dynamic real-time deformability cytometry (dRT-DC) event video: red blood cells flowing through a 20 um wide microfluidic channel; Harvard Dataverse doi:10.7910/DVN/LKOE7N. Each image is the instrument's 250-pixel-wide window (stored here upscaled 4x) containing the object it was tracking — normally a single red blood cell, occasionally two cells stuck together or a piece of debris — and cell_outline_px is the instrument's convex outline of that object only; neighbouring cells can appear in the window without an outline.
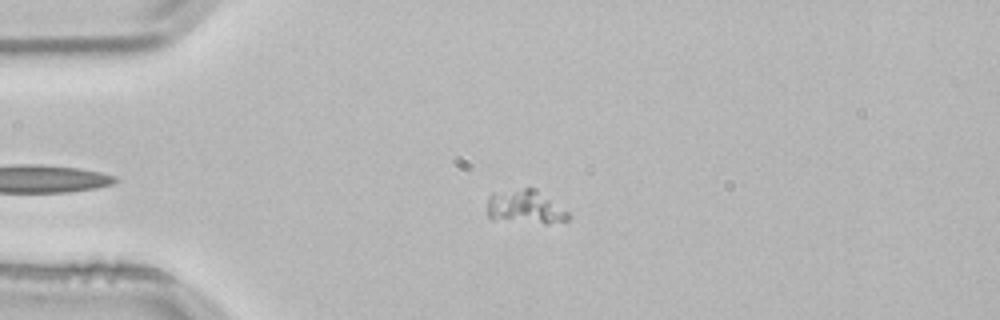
{"species": "common noctule bat (a hibernating species)", "species_latin": "Nyctalus noctula", "temperature_condition": "room temperature", "stored_images_in_passage": 47, "camera_frame_rate_fps": 3000, "um_per_image_px": 0.085, "animal": {"sex": "male", "body_mass_g": 21.5, "forearm_length_mm": 52.0}, "frame": {"image": 1, "passage_image": 11, "time_ms": 3.333, "image_size_px": [1000, 320], "cell_outline_px": [[568, 220], [548, 224], [544, 224], [492, 220], [488, 216], [488, 196], [492, 192], [524, 188], [536, 188], [568, 212]], "centroid_in_image_um": [44.61, 17.61], "position_along_channel_um": 40.4, "area_um2": 16.18}}
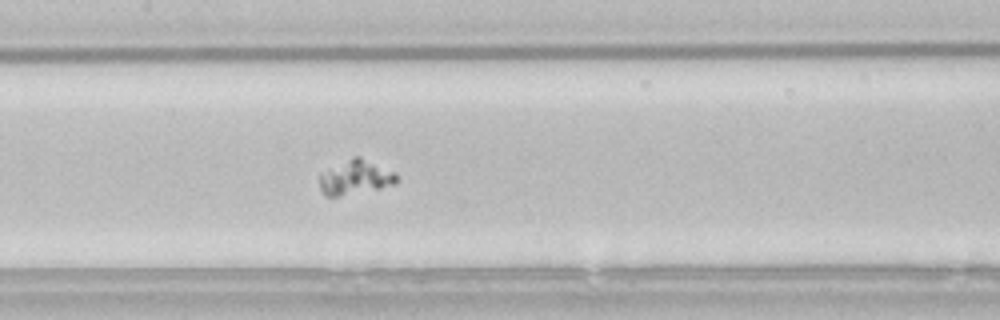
{"frame": {"image": 2, "passage_image": 24, "time_ms": 7.667, "image_size_px": [1000, 320], "cell_outline_px": [[396, 184], [380, 188], [336, 196], [324, 196], [320, 188], [320, 176], [328, 168], [352, 156], [360, 156], [396, 172]], "centroid_in_image_um": [30.21, 15.05], "position_along_channel_um": 177.2, "area_um2": 15.37}}
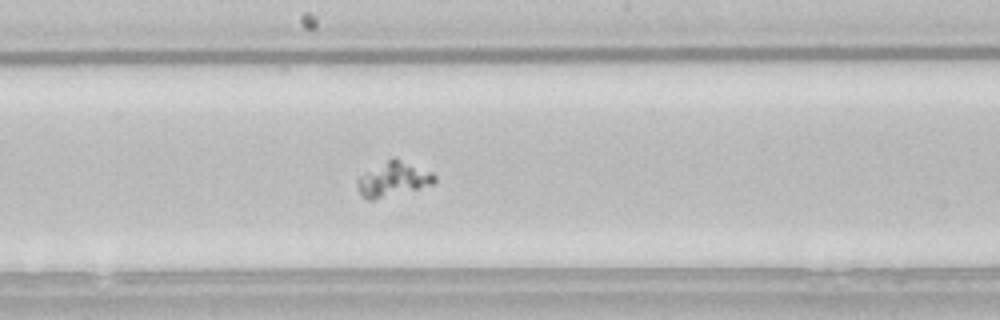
{"frame": {"image": 3, "passage_image": 27, "time_ms": 8.667, "image_size_px": [1000, 320], "cell_outline_px": [[436, 180], [432, 184], [372, 200], [368, 200], [360, 196], [356, 184], [356, 180], [360, 176], [388, 160], [396, 160], [432, 172], [436, 176]], "centroid_in_image_um": [33.37, 15.28], "position_along_channel_um": 214.8, "area_um2": 14.62}}